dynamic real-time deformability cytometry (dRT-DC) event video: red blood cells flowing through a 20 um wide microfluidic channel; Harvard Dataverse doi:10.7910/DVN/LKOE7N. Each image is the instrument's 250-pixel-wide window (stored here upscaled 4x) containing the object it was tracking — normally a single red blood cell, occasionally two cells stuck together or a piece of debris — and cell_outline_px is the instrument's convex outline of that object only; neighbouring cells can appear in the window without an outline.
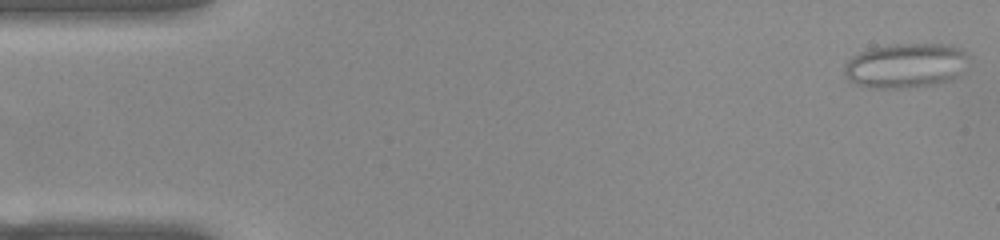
{"species": "common noctule bat (a hibernating species)", "species_latin": "Nyctalus noctula", "temperature_condition": "warm", "stored_images_in_passage": 12, "camera_frame_rate_fps": 3000, "um_per_image_px": 0.085, "animal": {"sex": "female", "body_mass_g": 22.0, "forearm_length_mm": 56.7}, "frame": {"image": 1, "passage_image": 1, "time_ms": 0.0, "image_size_px": [1000, 240], "cell_outline_px": [[972, 56], [956, 76], [952, 80], [936, 84], [912, 88], [868, 88], [852, 84], [848, 80], [844, 72], [844, 64], [852, 56], [868, 48], [896, 44], [944, 44], [960, 48]], "centroid_in_image_um": [76.96, 5.58], "position_along_channel_um": 8.0, "area_um2": 32.89}}